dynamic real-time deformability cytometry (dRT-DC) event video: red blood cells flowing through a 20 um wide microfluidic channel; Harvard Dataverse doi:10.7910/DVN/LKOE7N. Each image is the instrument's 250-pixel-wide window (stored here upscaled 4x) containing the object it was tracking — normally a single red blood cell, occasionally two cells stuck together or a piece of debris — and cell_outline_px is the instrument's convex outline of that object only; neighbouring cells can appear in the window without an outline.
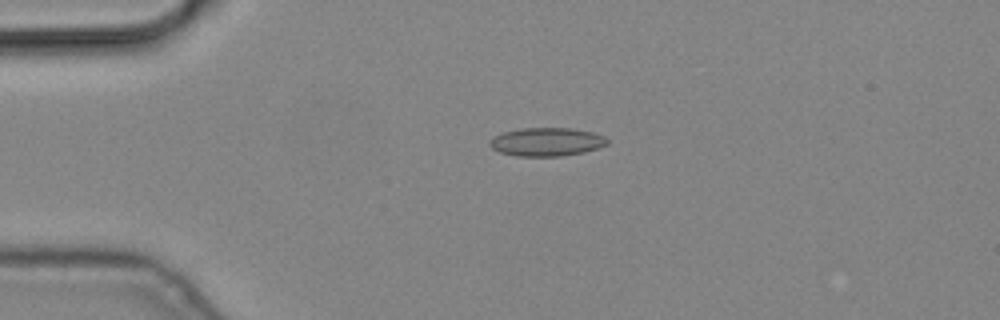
{"species": "common noctule bat (a hibernating species)", "species_latin": "Nyctalus noctula", "temperature_condition": "cold", "stored_images_in_passage": 4, "camera_frame_rate_fps": 3000, "um_per_image_px": 0.085, "animal": {"sex": "male", "body_mass_g": 19.2, "forearm_length_mm": 51.8}, "frame": {"image": 1, "passage_image": 3, "time_ms": 0.667, "image_size_px": [1000, 320], "cell_outline_px": [[608, 144], [600, 148], [584, 152], [560, 156], [516, 156], [500, 152], [492, 148], [488, 144], [488, 140], [504, 132], [520, 128], [572, 128], [592, 132], [604, 136], [608, 140]], "centroid_in_image_um": [46.47, 12.06], "position_along_channel_um": 38.5, "area_um2": 19.54}}